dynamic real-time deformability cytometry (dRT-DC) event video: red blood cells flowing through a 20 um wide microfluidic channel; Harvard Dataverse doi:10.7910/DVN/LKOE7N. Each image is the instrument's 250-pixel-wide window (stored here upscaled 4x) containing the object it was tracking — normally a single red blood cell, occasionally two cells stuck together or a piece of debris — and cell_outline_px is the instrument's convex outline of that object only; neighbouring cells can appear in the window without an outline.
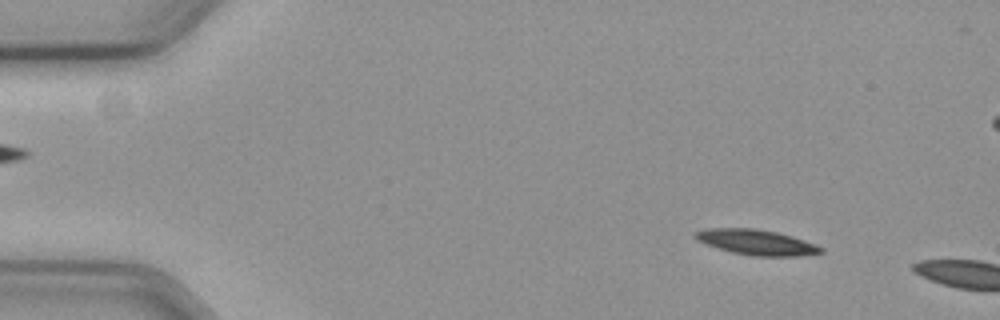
{"species": "common noctule bat (a hibernating species)", "species_latin": "Nyctalus noctula", "temperature_condition": "cold", "stored_images_in_passage": 8, "camera_frame_rate_fps": 3000, "um_per_image_px": 0.085, "animal": {"sex": "female", "body_mass_g": 19.3, "forearm_length_mm": 54.1}, "frame": {"image": 1, "passage_image": 5, "time_ms": 1.333, "image_size_px": [1000, 320], "cell_outline_px": [[824, 252], [800, 256], [752, 256], [732, 252], [696, 240], [692, 236], [692, 232], [704, 228], [756, 228], [776, 232], [792, 236], [816, 244], [824, 248]], "centroid_in_image_um": [64.29, 20.58], "position_along_channel_um": 20.7, "area_um2": 18.67}}